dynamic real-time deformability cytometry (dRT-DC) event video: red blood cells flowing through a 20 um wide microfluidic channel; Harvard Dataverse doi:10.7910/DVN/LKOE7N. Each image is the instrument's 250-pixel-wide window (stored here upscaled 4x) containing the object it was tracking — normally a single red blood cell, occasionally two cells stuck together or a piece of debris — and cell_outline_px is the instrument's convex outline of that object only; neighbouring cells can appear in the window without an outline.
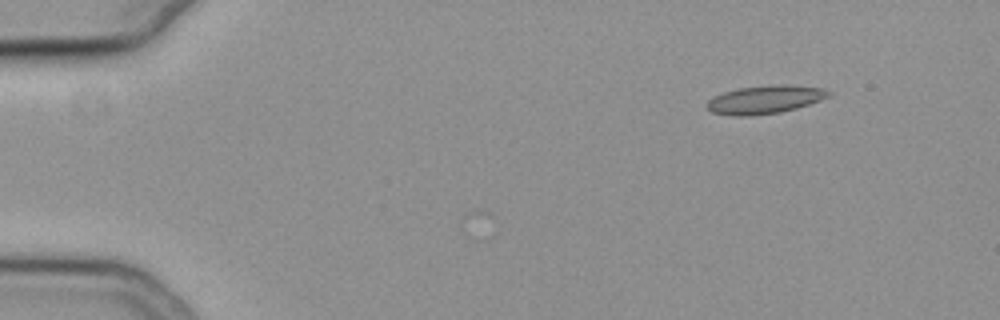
{"species": "common noctule bat (a hibernating species)", "species_latin": "Nyctalus noctula", "temperature_condition": "cold", "stored_images_in_passage": 45, "camera_frame_rate_fps": 3000, "um_per_image_px": 0.085, "animal": {"sex": "female", "body_mass_g": 19.3, "forearm_length_mm": 54.1}, "frame": {"image": 1, "passage_image": 1, "time_ms": 0.0, "image_size_px": [1000, 320], "cell_outline_px": [[832, 96], [796, 108], [780, 112], [748, 116], [736, 116], [712, 112], [708, 108], [708, 100], [724, 92], [740, 88], [788, 84], [820, 88], [832, 92]], "centroid_in_image_um": [65.06, 8.46], "position_along_channel_um": 19.9, "area_um2": 19.59}}
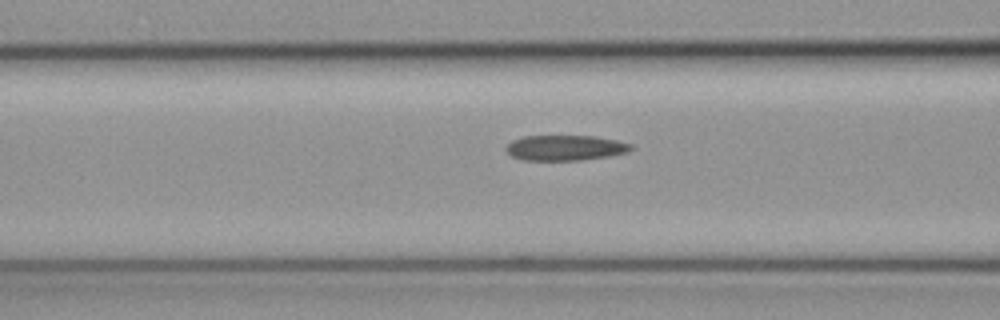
{"frame": {"image": 2, "passage_image": 17, "time_ms": 5.333, "image_size_px": [1000, 320], "cell_outline_px": [[636, 148], [628, 152], [608, 156], [580, 160], [524, 160], [512, 156], [504, 148], [512, 140], [524, 136], [596, 136], [616, 140], [632, 144]], "centroid_in_image_um": [48.08, 12.56], "position_along_channel_um": 118.5, "area_um2": 18.5}}
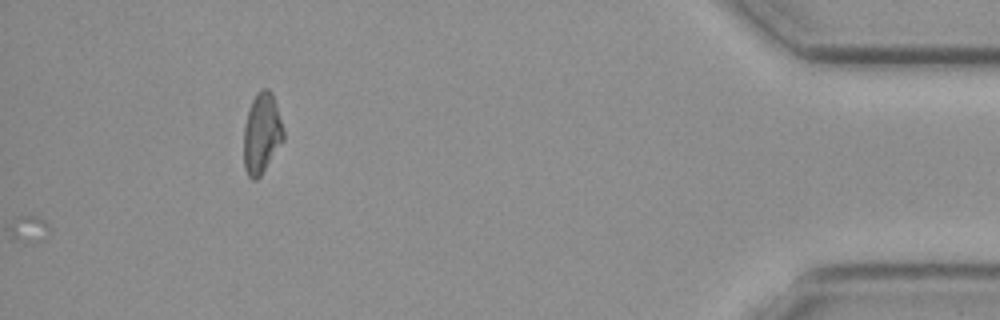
{"frame": {"image": 3, "passage_image": 45, "time_ms": 14.667, "image_size_px": [1000, 320], "cell_outline_px": [[284, 140], [260, 176], [256, 180], [252, 180], [248, 176], [244, 168], [244, 124], [252, 100], [256, 92], [260, 88], [268, 88], [272, 92], [284, 128]], "centroid_in_image_um": [22.25, 11.32], "position_along_channel_um": 412.9, "area_um2": 18.79}, "authors_computed_cell_mechanics": {"area_um2": 19.074, "velocity_mm_per_s": 3.8046, "shape_relaxation_time_tau1_ms": null, "shape_relaxation_time_tau2_ms": 3.1132, "deformation_change_tau1": null, "deformation_change_tau2": 0.0939}}